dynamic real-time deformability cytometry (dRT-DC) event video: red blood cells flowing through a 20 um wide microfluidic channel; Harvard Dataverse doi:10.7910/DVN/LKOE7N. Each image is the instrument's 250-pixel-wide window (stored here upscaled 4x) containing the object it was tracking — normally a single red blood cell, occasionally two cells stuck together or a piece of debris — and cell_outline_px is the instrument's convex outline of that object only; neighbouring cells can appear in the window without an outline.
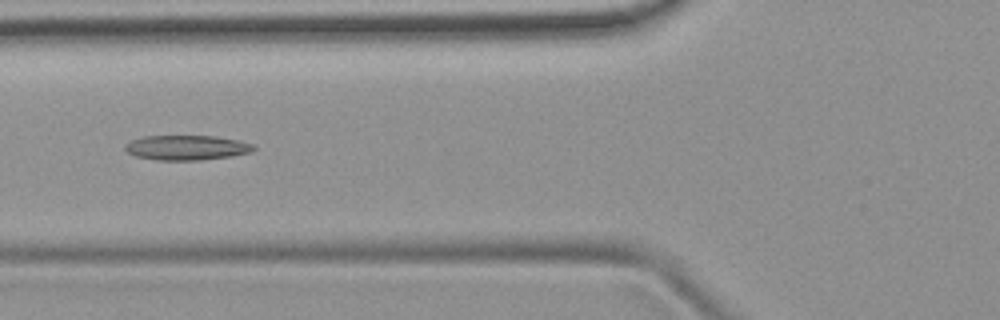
{"species": "common noctule bat (a hibernating species)", "species_latin": "Nyctalus noctula", "temperature_condition": "room temperature", "stored_images_in_passage": 6, "camera_frame_rate_fps": 3000, "um_per_image_px": 0.085, "animal": {"sex": "female", "body_mass_g": 19.9}, "frame": {"image": 1, "passage_image": 6, "time_ms": 5.667, "image_size_px": [1000, 320], "cell_outline_px": [[256, 148], [252, 152], [232, 156], [200, 160], [156, 160], [136, 156], [128, 152], [124, 148], [124, 144], [132, 140], [144, 136], [216, 136], [240, 140], [252, 144]], "centroid_in_image_um": [15.89, 12.55], "position_along_channel_um": 109.9, "area_um2": 18.67}}